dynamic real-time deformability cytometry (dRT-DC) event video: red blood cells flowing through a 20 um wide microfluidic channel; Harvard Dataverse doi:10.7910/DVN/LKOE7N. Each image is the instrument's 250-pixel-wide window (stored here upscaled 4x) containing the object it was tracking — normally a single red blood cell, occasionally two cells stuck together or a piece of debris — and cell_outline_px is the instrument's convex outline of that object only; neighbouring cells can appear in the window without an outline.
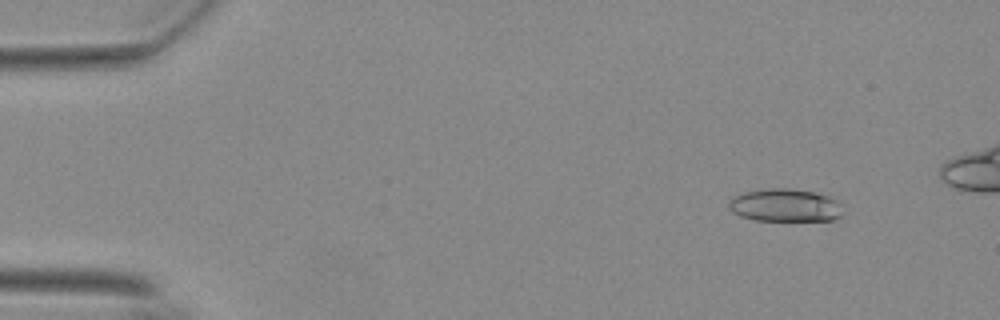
{"species": "Egyptian fruit bat (a non-hibernating species)", "species_latin": "Rousettus aegyptiacus", "temperature_condition": "warm", "stored_images_in_passage": 49, "camera_frame_rate_fps": 3000, "um_per_image_px": 0.085, "animal": {"sex": "female"}, "frame": {"image": 1, "passage_image": 4, "time_ms": 1.0, "image_size_px": [1000, 320], "cell_outline_px": [[840, 216], [832, 220], [756, 220], [740, 216], [732, 212], [728, 208], [728, 200], [744, 192], [768, 188], [788, 188], [812, 192], [828, 196], [836, 200], [840, 204]], "centroid_in_image_um": [66.68, 17.45], "position_along_channel_um": 18.3, "area_um2": 21.62}}
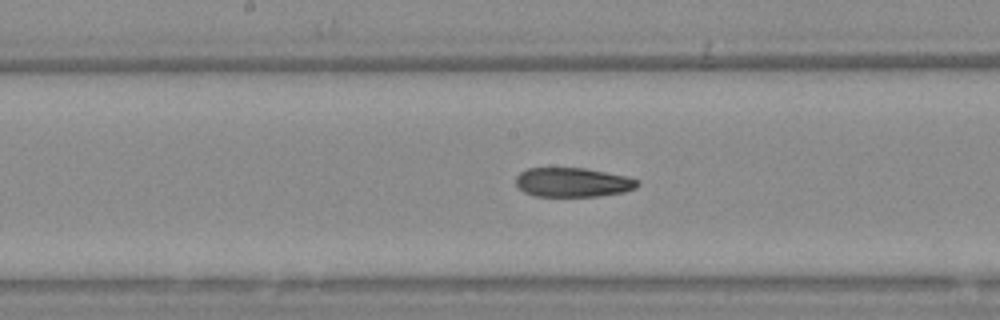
{"frame": {"image": 2, "passage_image": 27, "time_ms": 8.667, "image_size_px": [1000, 320], "cell_outline_px": [[640, 184], [636, 188], [624, 192], [600, 196], [536, 196], [524, 192], [516, 184], [516, 176], [520, 172], [528, 168], [584, 168], [624, 176], [636, 180]], "centroid_in_image_um": [48.66, 15.5], "position_along_channel_um": 199.5, "area_um2": 20.58}}
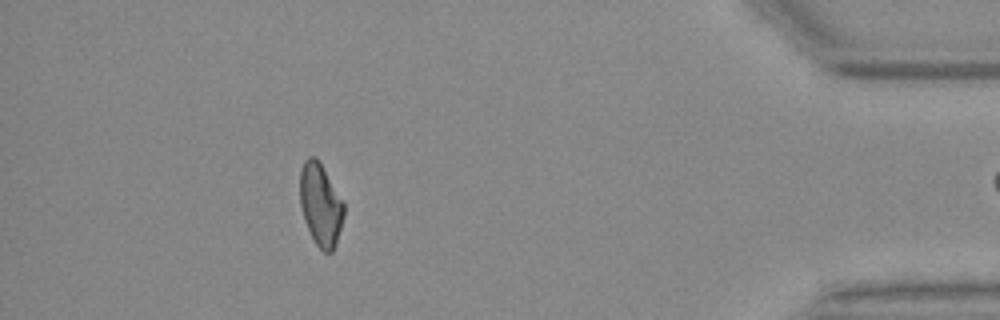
{"frame": {"image": 3, "passage_image": 48, "time_ms": 15.667, "image_size_px": [1000, 320], "cell_outline_px": [[344, 216], [336, 244], [332, 252], [324, 252], [316, 244], [304, 220], [300, 208], [300, 168], [304, 160], [308, 156], [316, 156], [344, 204]], "centroid_in_image_um": [27.23, 17.39], "position_along_channel_um": 408.0, "area_um2": 20.92}}